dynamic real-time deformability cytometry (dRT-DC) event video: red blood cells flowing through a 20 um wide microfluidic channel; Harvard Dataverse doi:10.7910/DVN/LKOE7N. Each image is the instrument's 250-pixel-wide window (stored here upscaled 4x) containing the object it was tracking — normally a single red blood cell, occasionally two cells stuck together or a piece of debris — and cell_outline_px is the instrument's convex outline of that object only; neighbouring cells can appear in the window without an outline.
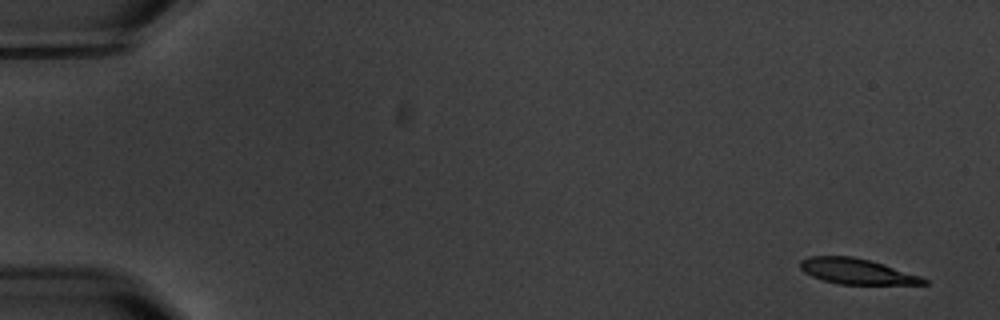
{"species": "common noctule bat (a hibernating species)", "species_latin": "Nyctalus noctula", "temperature_condition": "warm", "stored_images_in_passage": 9, "camera_frame_rate_fps": 3000, "um_per_image_px": 0.085, "animal": {"sex": "male", "body_mass_g": 20.1, "forearm_length_mm": 53.5}, "frame": {"image": 1, "passage_image": 1, "time_ms": 0.0, "image_size_px": [1000, 320], "cell_outline_px": [[928, 284], [840, 284], [824, 280], [812, 276], [804, 272], [800, 268], [800, 260], [808, 256], [852, 256], [884, 264], [920, 276], [928, 280]], "centroid_in_image_um": [72.81, 23.06], "position_along_channel_um": 12.2, "area_um2": 18.21}}
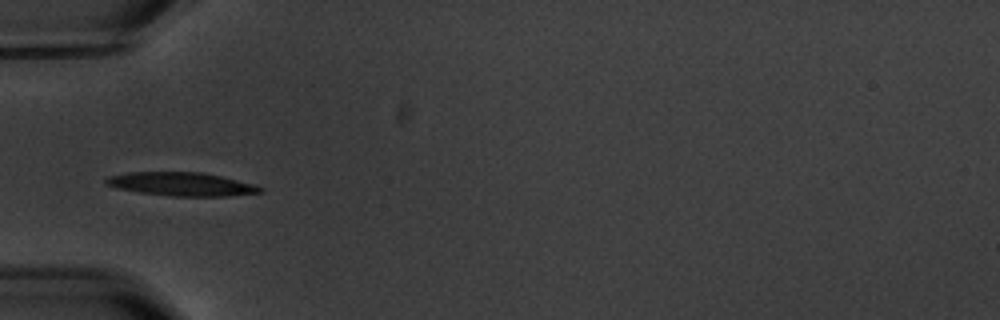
{"frame": {"image": 2, "passage_image": 6, "time_ms": 5.667, "image_size_px": [1000, 320], "cell_outline_px": [[264, 192], [228, 196], [172, 196], [140, 192], [116, 188], [104, 184], [104, 180], [108, 176], [128, 172], [200, 172], [220, 176], [252, 184], [264, 188]], "centroid_in_image_um": [15.39, 15.65], "position_along_channel_um": 69.6, "area_um2": 21.04}}
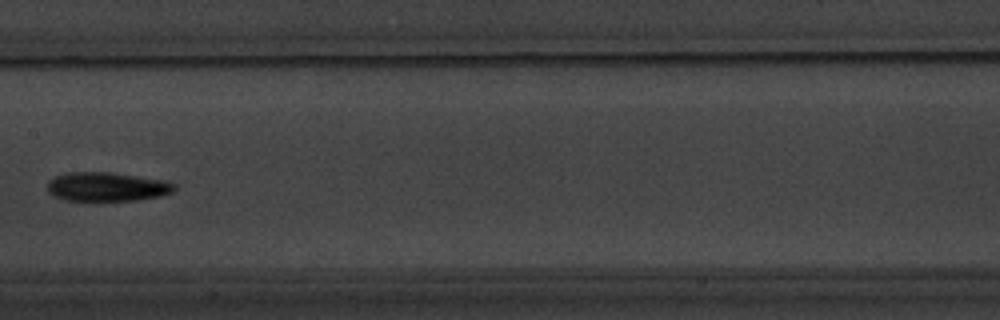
{"frame": {"image": 3, "passage_image": 9, "time_ms": 9.333, "image_size_px": [1000, 320], "cell_outline_px": [[176, 188], [172, 192], [160, 196], [136, 200], [92, 204], [64, 200], [52, 196], [48, 192], [48, 180], [52, 176], [64, 172], [108, 172], [168, 180], [176, 184]], "centroid_in_image_um": [9.03, 15.91], "position_along_channel_um": 198.4, "area_um2": 22.77}}